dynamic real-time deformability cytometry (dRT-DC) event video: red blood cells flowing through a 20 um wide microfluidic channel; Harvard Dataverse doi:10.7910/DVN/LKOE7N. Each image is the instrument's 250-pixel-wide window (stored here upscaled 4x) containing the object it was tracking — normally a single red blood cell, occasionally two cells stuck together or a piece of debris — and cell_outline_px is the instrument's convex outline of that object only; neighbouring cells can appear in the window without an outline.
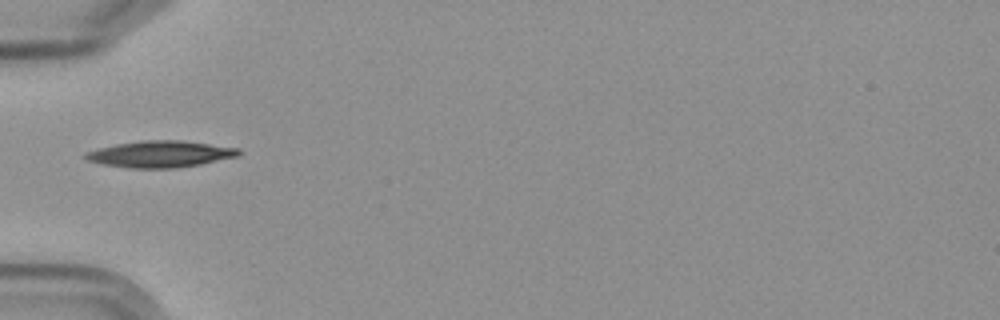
{"species": "Egyptian fruit bat (a non-hibernating species)", "species_latin": "Rousettus aegyptiacus", "temperature_condition": "cold", "stored_images_in_passage": 1, "camera_frame_rate_fps": 3000, "um_per_image_px": 0.085, "frame": {"image": 1, "passage_image": 1, "time_ms": 0.0, "image_size_px": [1000, 320], "cell_outline_px": [[240, 156], [200, 164], [176, 168], [128, 168], [104, 164], [88, 160], [80, 156], [84, 152], [96, 148], [116, 144], [140, 140], [184, 140], [240, 148]], "centroid_in_image_um": [13.61, 13.09], "position_along_channel_um": 71.4, "area_um2": 23.99}}